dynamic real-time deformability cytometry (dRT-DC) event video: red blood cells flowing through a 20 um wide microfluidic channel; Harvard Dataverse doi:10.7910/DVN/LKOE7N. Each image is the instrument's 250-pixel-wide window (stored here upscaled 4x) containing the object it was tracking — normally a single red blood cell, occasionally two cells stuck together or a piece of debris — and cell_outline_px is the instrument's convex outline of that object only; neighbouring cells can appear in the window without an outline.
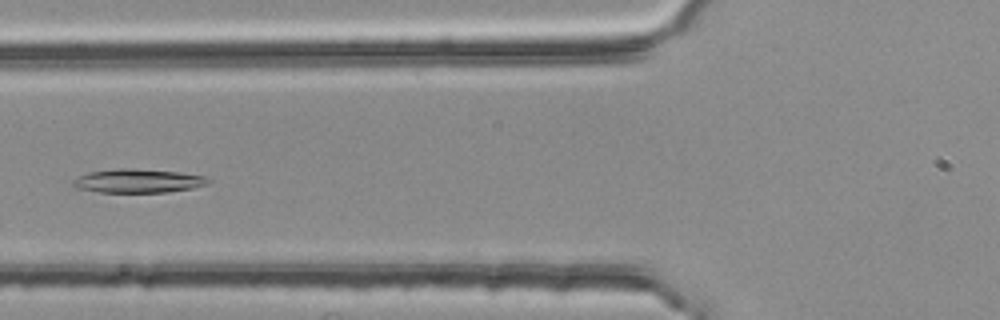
{"species": "common noctule bat (a hibernating species)", "species_latin": "Nyctalus noctula", "temperature_condition": "room temperature", "stored_images_in_passage": 5, "camera_frame_rate_fps": 3000, "um_per_image_px": 0.085, "animal": {"sex": "female", "body_mass_g": 25.1}, "frame": {"image": 1, "passage_image": 5, "time_ms": 1.333, "image_size_px": [1000, 320], "cell_outline_px": [[212, 180], [208, 184], [192, 188], [168, 192], [100, 192], [80, 188], [72, 184], [72, 180], [88, 172], [116, 168], [132, 168], [180, 172], [208, 176]], "centroid_in_image_um": [11.8, 15.36], "position_along_channel_um": 114.0, "area_um2": 18.79}}